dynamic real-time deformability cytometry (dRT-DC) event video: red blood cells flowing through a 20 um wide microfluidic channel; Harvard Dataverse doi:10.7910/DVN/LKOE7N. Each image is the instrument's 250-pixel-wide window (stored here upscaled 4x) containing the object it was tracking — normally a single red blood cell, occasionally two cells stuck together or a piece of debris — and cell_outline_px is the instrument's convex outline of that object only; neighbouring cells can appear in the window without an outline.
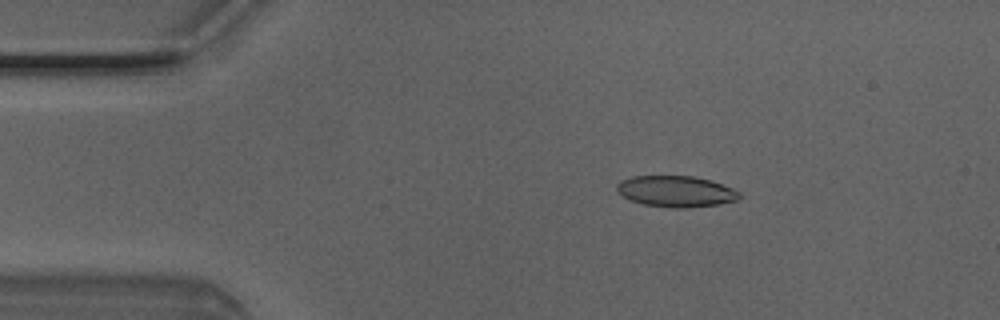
{"species": "Egyptian fruit bat (a non-hibernating species)", "species_latin": "Rousettus aegyptiacus", "temperature_condition": "room temperature", "stored_images_in_passage": 4, "camera_frame_rate_fps": 3000, "um_per_image_px": 0.085, "animal": {"sex": "male"}, "frame": {"image": 1, "passage_image": 3, "time_ms": 0.667, "image_size_px": [1000, 320], "cell_outline_px": [[740, 196], [736, 200], [720, 204], [688, 208], [668, 208], [644, 204], [632, 200], [624, 196], [616, 188], [616, 184], [620, 180], [632, 176], [692, 176], [712, 180], [732, 188], [740, 192]], "centroid_in_image_um": [57.47, 16.26], "position_along_channel_um": 27.5, "area_um2": 22.25}}